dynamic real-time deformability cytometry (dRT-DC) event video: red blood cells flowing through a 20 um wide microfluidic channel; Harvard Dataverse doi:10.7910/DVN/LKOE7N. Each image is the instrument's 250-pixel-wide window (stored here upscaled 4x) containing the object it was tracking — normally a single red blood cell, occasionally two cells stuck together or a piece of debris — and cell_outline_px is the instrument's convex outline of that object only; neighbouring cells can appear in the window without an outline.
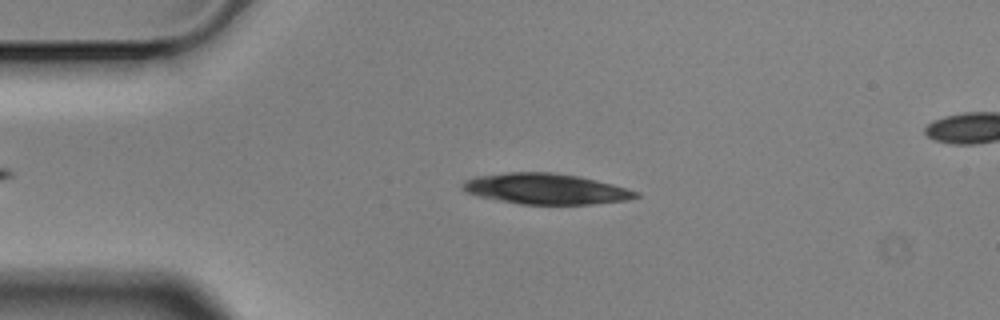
{"species": "Egyptian fruit bat (a non-hibernating species)", "species_latin": "Rousettus aegyptiacus", "temperature_condition": "cold", "stored_images_in_passage": 4, "camera_frame_rate_fps": 3000, "um_per_image_px": 0.085, "animal": {"sex": "male"}, "frame": {"image": 1, "passage_image": 2, "time_ms": 0.333, "image_size_px": [1000, 320], "cell_outline_px": [[640, 196], [628, 200], [592, 204], [520, 204], [480, 196], [468, 192], [460, 188], [460, 184], [464, 180], [476, 176], [508, 172], [556, 172], [580, 176], [612, 184], [640, 192]], "centroid_in_image_um": [46.4, 16.04], "position_along_channel_um": 38.6, "area_um2": 31.04}}